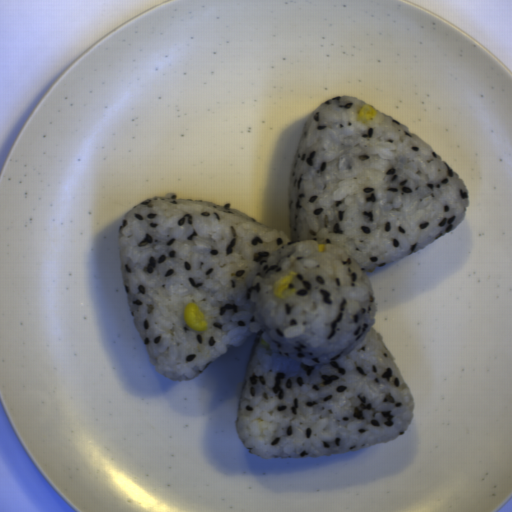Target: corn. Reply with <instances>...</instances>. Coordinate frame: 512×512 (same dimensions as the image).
I'll list each match as a JSON object with an SVG mask.
<instances>
[{"label":"corn","instance_id":"obj_1","mask_svg":"<svg viewBox=\"0 0 512 512\" xmlns=\"http://www.w3.org/2000/svg\"><path fill=\"white\" fill-rule=\"evenodd\" d=\"M185 324L196 332L207 331V322L197 303H190L183 311Z\"/></svg>","mask_w":512,"mask_h":512},{"label":"corn","instance_id":"obj_2","mask_svg":"<svg viewBox=\"0 0 512 512\" xmlns=\"http://www.w3.org/2000/svg\"><path fill=\"white\" fill-rule=\"evenodd\" d=\"M295 275L296 272L291 271L289 272L288 276L276 281L273 288V294L277 299L288 300L289 298L296 294L295 289H288Z\"/></svg>","mask_w":512,"mask_h":512},{"label":"corn","instance_id":"obj_3","mask_svg":"<svg viewBox=\"0 0 512 512\" xmlns=\"http://www.w3.org/2000/svg\"><path fill=\"white\" fill-rule=\"evenodd\" d=\"M377 115V112L375 111V109L370 105V104H365L361 107L360 111H359V114H358V119H360L361 121H371L372 119L375 118V116Z\"/></svg>","mask_w":512,"mask_h":512}]
</instances>
